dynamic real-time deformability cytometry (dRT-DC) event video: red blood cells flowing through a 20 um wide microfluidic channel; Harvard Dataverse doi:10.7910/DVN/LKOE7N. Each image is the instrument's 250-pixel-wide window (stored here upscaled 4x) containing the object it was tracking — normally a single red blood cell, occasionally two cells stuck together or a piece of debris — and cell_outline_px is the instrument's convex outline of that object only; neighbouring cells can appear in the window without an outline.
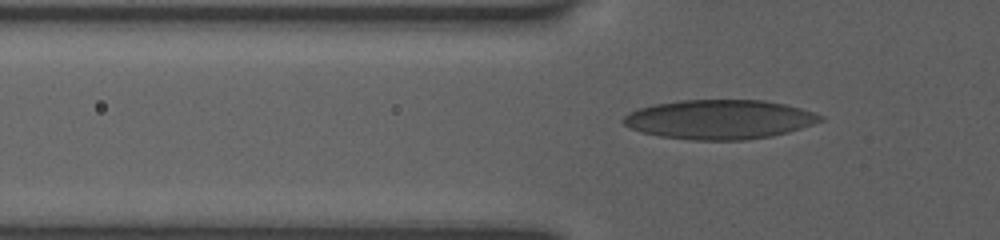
{"species": "human", "species_latin": "Homo sapiens", "temperature_condition": "room temperature", "stored_images_in_passage": 39, "camera_frame_rate_fps": 3000, "um_per_image_px": 0.085, "donor": {"sex": "female"}, "frame": {"image": 1, "passage_image": 7, "time_ms": 2.0, "image_size_px": [1000, 240], "cell_outline_px": [[824, 120], [788, 132], [772, 136], [744, 140], [692, 140], [660, 136], [644, 132], [632, 128], [624, 124], [620, 120], [628, 112], [640, 108], [656, 104], [680, 100], [760, 100], [784, 104], [800, 108], [824, 116]], "centroid_in_image_um": [61.15, 10.15], "position_along_channel_um": 64.7, "area_um2": 44.91}}
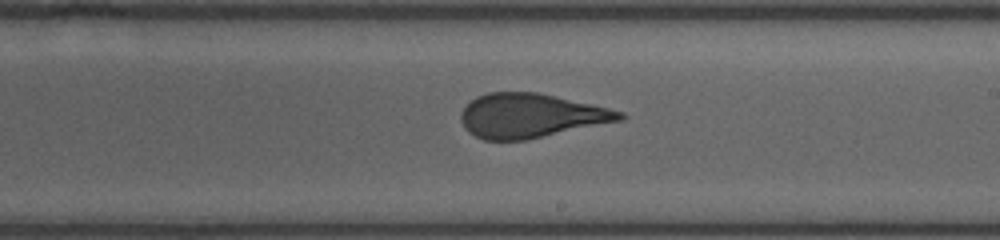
{"frame": {"image": 2, "passage_image": 21, "time_ms": 6.667, "image_size_px": [1000, 240], "cell_outline_px": [[624, 116], [620, 120], [524, 140], [484, 140], [468, 132], [464, 128], [460, 120], [460, 116], [464, 108], [476, 96], [488, 92], [536, 92], [608, 108], [624, 112]], "centroid_in_image_um": [45.04, 9.83], "position_along_channel_um": 244.0, "area_um2": 40.23}}
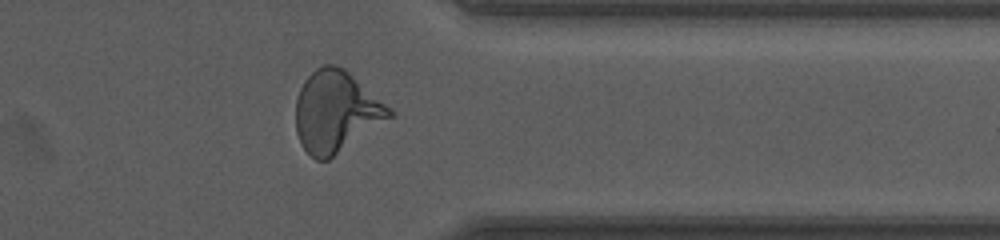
{"frame": {"image": 3, "passage_image": 32, "time_ms": 10.333, "image_size_px": [1000, 240], "cell_outline_px": [[396, 116], [328, 160], [316, 160], [300, 144], [296, 132], [296, 100], [300, 88], [304, 80], [316, 68], [324, 64], [336, 64], [344, 68], [392, 108]], "centroid_in_image_um": [28.59, 9.49], "position_along_channel_um": 382.8, "area_um2": 44.74}}